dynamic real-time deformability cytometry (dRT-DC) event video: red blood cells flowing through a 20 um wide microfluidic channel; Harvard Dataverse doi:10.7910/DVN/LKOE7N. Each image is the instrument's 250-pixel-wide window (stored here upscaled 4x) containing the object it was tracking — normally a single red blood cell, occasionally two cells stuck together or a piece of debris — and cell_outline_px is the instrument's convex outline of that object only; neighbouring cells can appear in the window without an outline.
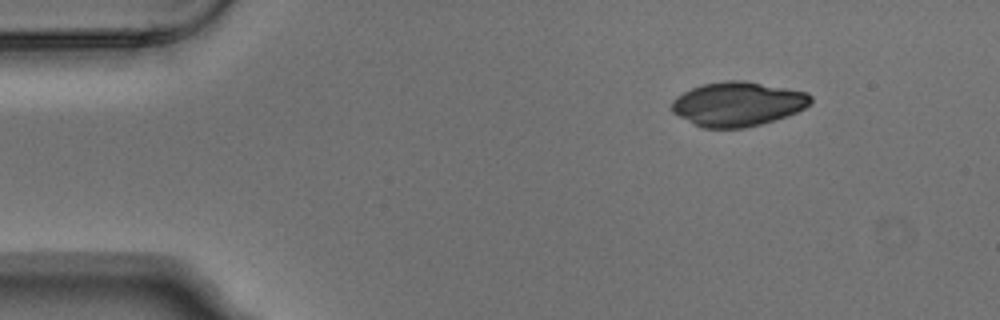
{"species": "Egyptian fruit bat (a non-hibernating species)", "species_latin": "Rousettus aegyptiacus", "temperature_condition": "warm", "stored_images_in_passage": 3, "camera_frame_rate_fps": 3000, "um_per_image_px": 0.085, "animal": {"sex": "male"}, "frame": {"image": 1, "passage_image": 1, "time_ms": 0.0, "image_size_px": [1000, 320], "cell_outline_px": [[812, 100], [804, 108], [788, 116], [776, 120], [744, 128], [704, 128], [692, 124], [672, 112], [672, 100], [676, 96], [692, 88], [704, 84], [724, 80], [744, 80], [808, 92], [812, 96]], "centroid_in_image_um": [62.71, 8.84], "position_along_channel_um": 22.3, "area_um2": 36.01}}